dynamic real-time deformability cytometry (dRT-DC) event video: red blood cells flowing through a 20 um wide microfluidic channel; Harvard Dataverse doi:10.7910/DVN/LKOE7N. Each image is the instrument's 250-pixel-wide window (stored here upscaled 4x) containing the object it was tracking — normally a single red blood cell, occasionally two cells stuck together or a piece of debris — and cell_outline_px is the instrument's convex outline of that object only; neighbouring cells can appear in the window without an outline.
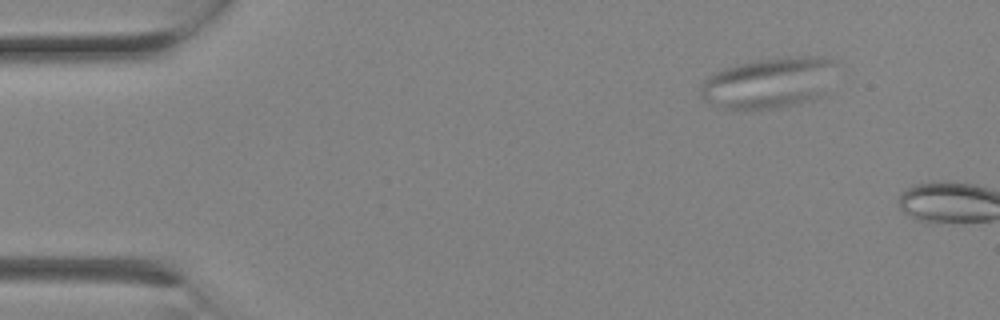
{"species": "Egyptian fruit bat (a non-hibernating species)", "species_latin": "Rousettus aegyptiacus", "temperature_condition": "room temperature", "stored_images_in_passage": 3, "segment_of_instrument_passage": [1, 2], "camera_frame_rate_fps": 3000, "um_per_image_px": 0.085, "animal": {"sex": "female"}, "frame": {"image": 1, "passage_image": 1, "time_ms": 0.0, "image_size_px": [1000, 320], "cell_outline_px": [[836, 64], [828, 96], [780, 108], [724, 108], [712, 104], [704, 100], [700, 96], [700, 84], [708, 76], [724, 68], [764, 60], [800, 56], [816, 56], [836, 60]], "centroid_in_image_um": [65.45, 7.06], "position_along_channel_um": 19.5, "area_um2": 40.23}}